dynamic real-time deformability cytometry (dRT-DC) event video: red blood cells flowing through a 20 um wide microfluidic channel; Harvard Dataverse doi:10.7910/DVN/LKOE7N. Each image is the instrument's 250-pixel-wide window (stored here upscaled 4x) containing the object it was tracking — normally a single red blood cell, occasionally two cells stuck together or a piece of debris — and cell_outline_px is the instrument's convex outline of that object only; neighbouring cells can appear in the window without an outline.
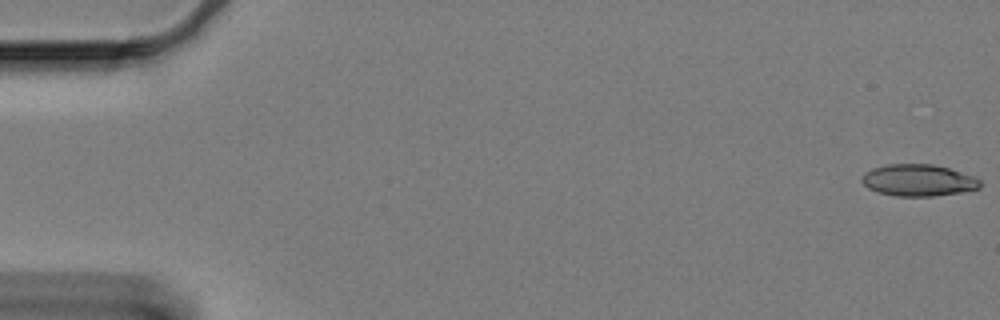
{"species": "Egyptian fruit bat (a non-hibernating species)", "species_latin": "Rousettus aegyptiacus", "temperature_condition": "cold", "stored_images_in_passage": 61, "camera_frame_rate_fps": 3000, "um_per_image_px": 0.085, "animal": {"sex": "female"}, "frame": {"image": 1, "passage_image": 1, "time_ms": 0.0, "image_size_px": [1000, 320], "cell_outline_px": [[980, 188], [960, 192], [936, 196], [896, 196], [880, 192], [868, 188], [860, 180], [860, 176], [864, 172], [872, 168], [888, 164], [932, 164], [948, 168], [972, 176], [980, 180]], "centroid_in_image_um": [78.01, 15.32], "position_along_channel_um": 7.0, "area_um2": 21.79}}
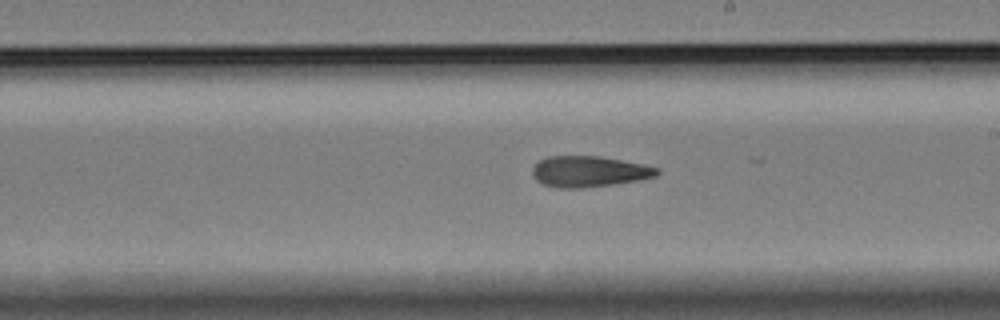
{"frame": {"image": 2, "passage_image": 35, "time_ms": 11.333, "image_size_px": [1000, 320], "cell_outline_px": [[660, 172], [656, 176], [636, 180], [612, 184], [580, 188], [556, 188], [544, 184], [536, 180], [532, 172], [532, 168], [540, 160], [548, 156], [600, 156], [644, 164], [660, 168]], "centroid_in_image_um": [50.07, 14.57], "position_along_channel_um": 238.9, "area_um2": 22.37}}
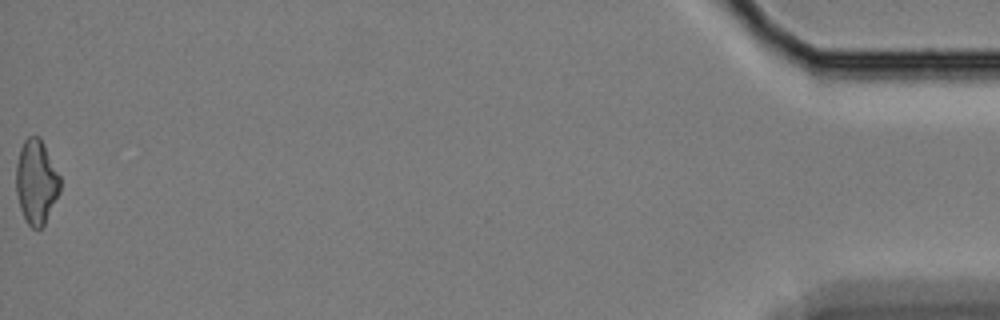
{"frame": {"image": 3, "passage_image": 61, "time_ms": 20.0, "image_size_px": [1000, 320], "cell_outline_px": [[60, 192], [44, 224], [40, 228], [32, 228], [28, 224], [20, 208], [16, 192], [16, 164], [20, 148], [24, 140], [28, 136], [40, 136], [60, 176]], "centroid_in_image_um": [3.08, 15.43], "position_along_channel_um": 432.1, "area_um2": 21.56}, "authors_computed_cell_mechanics": {"area_um2": 22.3686, "velocity_mm_per_s": 3.3197, "shape_relaxation_time_tau1_ms": null, "shape_relaxation_time_tau2_ms": 6.0365, "deformation_change_tau1": null, "deformation_change_tau2": 0.1583}}